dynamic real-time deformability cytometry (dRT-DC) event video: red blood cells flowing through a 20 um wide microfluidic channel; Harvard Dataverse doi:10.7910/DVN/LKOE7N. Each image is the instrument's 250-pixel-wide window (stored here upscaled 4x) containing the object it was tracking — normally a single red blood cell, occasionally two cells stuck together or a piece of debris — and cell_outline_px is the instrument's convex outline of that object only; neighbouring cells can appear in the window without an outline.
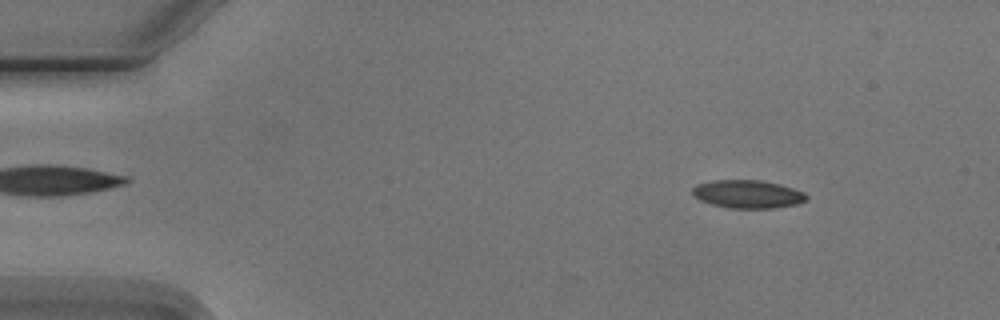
{"species": "Egyptian fruit bat (a non-hibernating species)", "species_latin": "Rousettus aegyptiacus", "temperature_condition": "cold", "stored_images_in_passage": 4, "camera_frame_rate_fps": 3000, "um_per_image_px": 0.085, "animal": {"sex": "male"}, "frame": {"image": 1, "passage_image": 1, "time_ms": 0.0, "image_size_px": [1000, 320], "cell_outline_px": [[808, 196], [804, 200], [796, 204], [772, 208], [732, 208], [712, 204], [700, 200], [692, 196], [692, 188], [696, 184], [712, 180], [760, 180], [780, 184], [804, 192]], "centroid_in_image_um": [63.51, 16.49], "position_along_channel_um": 21.5, "area_um2": 18.61}}
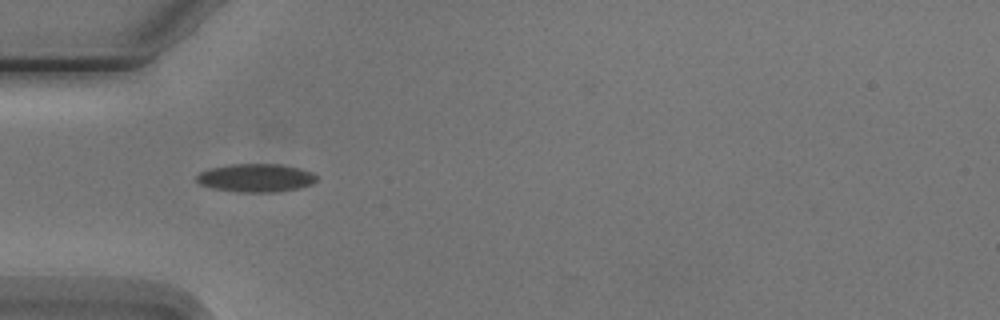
{"frame": {"image": 2, "passage_image": 3, "time_ms": 3.333, "image_size_px": [1000, 320], "cell_outline_px": [[316, 180], [312, 184], [280, 192], [240, 192], [212, 188], [200, 184], [196, 180], [196, 176], [200, 172], [208, 168], [232, 164], [280, 164], [312, 172], [316, 176]], "centroid_in_image_um": [21.71, 15.12], "position_along_channel_um": 63.3, "area_um2": 19.65}}
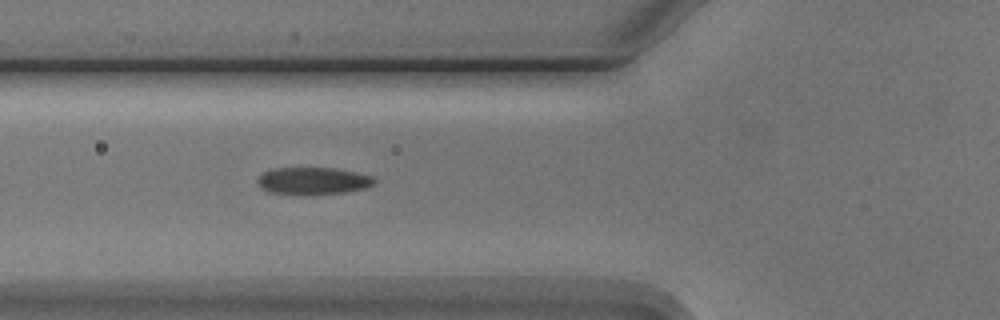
{"frame": {"image": 3, "passage_image": 4, "time_ms": 4.333, "image_size_px": [1000, 320], "cell_outline_px": [[376, 180], [372, 184], [364, 188], [344, 192], [304, 196], [268, 192], [260, 188], [256, 180], [264, 172], [276, 168], [332, 168], [356, 172], [372, 176]], "centroid_in_image_um": [26.56, 15.39], "position_along_channel_um": 99.2, "area_um2": 18.67}}